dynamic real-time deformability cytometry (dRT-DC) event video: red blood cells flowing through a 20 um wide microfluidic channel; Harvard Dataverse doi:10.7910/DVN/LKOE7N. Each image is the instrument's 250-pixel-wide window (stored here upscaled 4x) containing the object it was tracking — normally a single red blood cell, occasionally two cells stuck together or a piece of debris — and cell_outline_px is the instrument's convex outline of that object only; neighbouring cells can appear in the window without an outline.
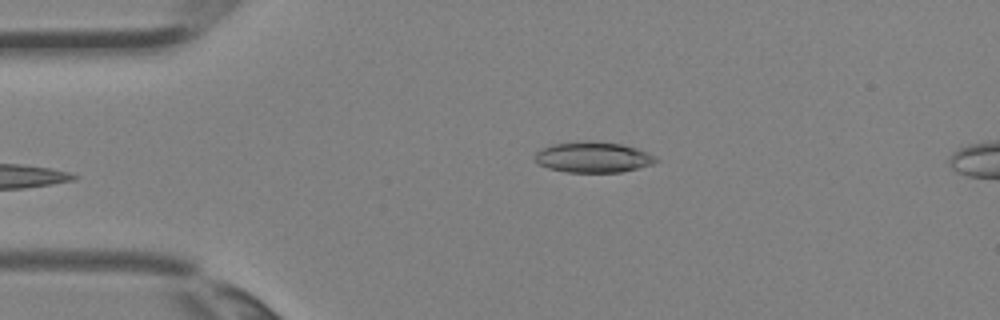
{"species": "Egyptian fruit bat (a non-hibernating species)", "species_latin": "Rousettus aegyptiacus", "temperature_condition": "room temperature", "stored_images_in_passage": 2, "camera_frame_rate_fps": 3000, "um_per_image_px": 0.085, "animal": {"sex": "female"}, "frame": {"image": 1, "passage_image": 2, "time_ms": 0.333, "image_size_px": [1000, 320], "cell_outline_px": [[660, 160], [652, 164], [620, 172], [568, 172], [548, 168], [540, 164], [536, 160], [536, 152], [552, 144], [588, 140], [624, 144], [636, 148], [656, 156]], "centroid_in_image_um": [50.45, 13.35], "position_along_channel_um": 34.6, "area_um2": 21.5}}